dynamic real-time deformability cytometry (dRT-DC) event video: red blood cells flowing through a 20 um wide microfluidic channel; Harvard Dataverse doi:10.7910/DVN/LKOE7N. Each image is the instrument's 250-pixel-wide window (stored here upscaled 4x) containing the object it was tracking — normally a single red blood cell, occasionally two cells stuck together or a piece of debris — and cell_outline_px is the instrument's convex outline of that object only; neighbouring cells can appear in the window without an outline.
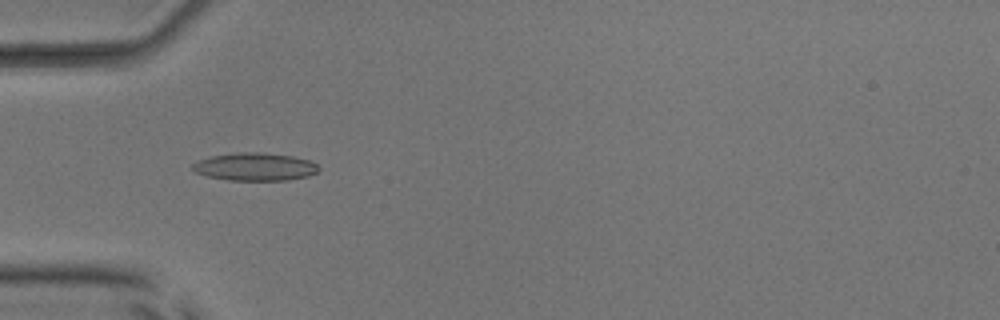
{"species": "common noctule bat (a hibernating species)", "species_latin": "Nyctalus noctula", "temperature_condition": "room temperature", "stored_images_in_passage": 35, "camera_frame_rate_fps": 3000, "um_per_image_px": 0.085, "animal": {"sex": "male", "body_mass_g": 17.9, "forearm_length_mm": 54.2}, "frame": {"image": 1, "passage_image": 16, "time_ms": 5.0, "image_size_px": [1000, 320], "cell_outline_px": [[320, 168], [316, 172], [308, 176], [288, 180], [228, 180], [208, 176], [196, 172], [192, 168], [192, 164], [200, 160], [212, 156], [240, 152], [264, 152], [292, 156], [308, 160], [316, 164]], "centroid_in_image_um": [21.69, 14.17], "position_along_channel_um": 63.3, "area_um2": 20.29}}
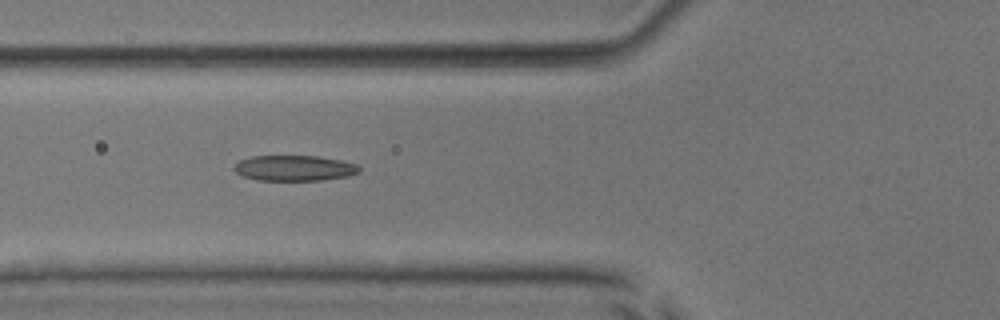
{"frame": {"image": 2, "passage_image": 19, "time_ms": 6.0, "image_size_px": [1000, 320], "cell_outline_px": [[360, 172], [348, 176], [320, 180], [256, 180], [244, 176], [236, 172], [232, 168], [240, 160], [252, 156], [320, 156], [340, 160], [356, 164], [360, 168]], "centroid_in_image_um": [25.02, 14.28], "position_along_channel_um": 100.8, "area_um2": 18.55}}
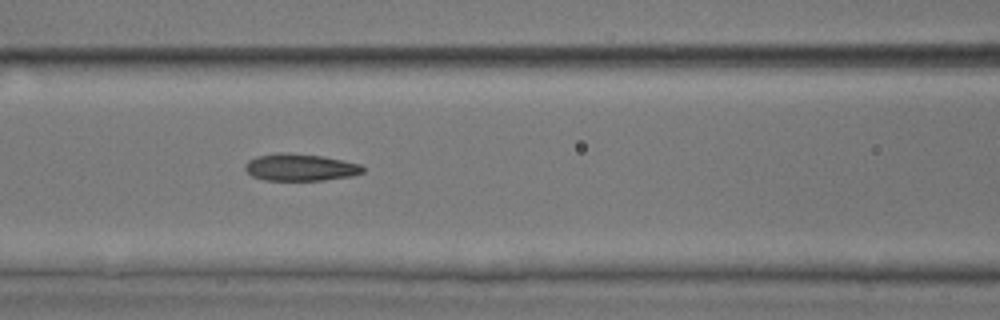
{"frame": {"image": 3, "passage_image": 22, "time_ms": 7.0, "image_size_px": [1000, 320], "cell_outline_px": [[364, 172], [352, 176], [324, 180], [264, 180], [252, 176], [244, 168], [244, 164], [248, 160], [256, 156], [280, 152], [284, 152], [324, 156], [360, 164], [364, 168]], "centroid_in_image_um": [25.51, 14.22], "position_along_channel_um": 141.1, "area_um2": 18.67}}